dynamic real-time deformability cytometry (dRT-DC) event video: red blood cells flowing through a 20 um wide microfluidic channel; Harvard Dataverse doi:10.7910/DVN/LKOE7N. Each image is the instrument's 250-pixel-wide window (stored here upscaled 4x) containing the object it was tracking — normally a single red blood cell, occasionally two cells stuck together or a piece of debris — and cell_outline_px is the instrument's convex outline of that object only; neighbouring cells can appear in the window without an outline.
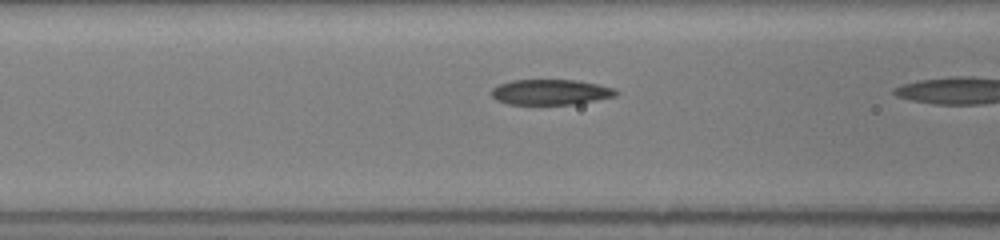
{"species": "common noctule bat (a hibernating species)", "species_latin": "Nyctalus noctula", "temperature_condition": "room temperature", "stored_images_in_passage": 7, "camera_frame_rate_fps": 3000, "um_per_image_px": 0.085, "animal": {"sex": "female", "body_mass_g": 19.5, "forearm_length_mm": 54.1}, "frame": {"image": 1, "passage_image": 6, "time_ms": 1.667, "image_size_px": [1000, 240], "cell_outline_px": [[616, 96], [596, 100], [572, 104], [508, 104], [496, 100], [492, 96], [492, 88], [500, 84], [512, 80], [576, 80], [596, 84], [612, 88], [616, 92]], "centroid_in_image_um": [46.75, 7.83], "position_along_channel_um": 119.8, "area_um2": 18.15}}